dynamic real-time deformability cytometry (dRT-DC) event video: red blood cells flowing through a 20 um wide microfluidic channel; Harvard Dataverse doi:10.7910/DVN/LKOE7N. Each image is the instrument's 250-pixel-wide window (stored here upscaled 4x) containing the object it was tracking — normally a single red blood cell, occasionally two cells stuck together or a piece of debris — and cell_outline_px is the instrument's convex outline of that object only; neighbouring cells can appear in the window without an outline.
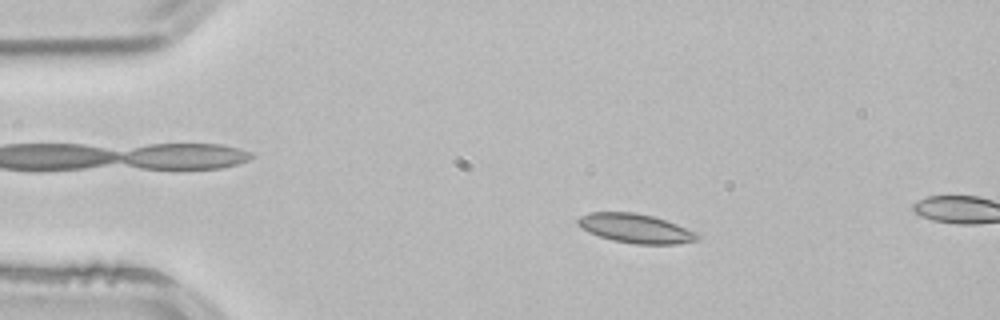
{"species": "common noctule bat (a hibernating species)", "species_latin": "Nyctalus noctula", "temperature_condition": "room temperature", "stored_images_in_passage": 2, "segment_of_instrument_passage": [1, 2], "camera_frame_rate_fps": 3000, "um_per_image_px": 0.085, "animal": {"sex": "male", "body_mass_g": 21.5, "forearm_length_mm": 52.0}, "frame": {"image": 1, "passage_image": 1, "time_ms": 0.0, "image_size_px": [1000, 320], "cell_outline_px": [[700, 236], [696, 240], [676, 244], [636, 244], [612, 240], [588, 232], [580, 228], [576, 224], [576, 220], [580, 216], [592, 212], [636, 212], [652, 216], [676, 224], [696, 232]], "centroid_in_image_um": [53.98, 19.41], "position_along_channel_um": 31.0, "area_um2": 20.23}}